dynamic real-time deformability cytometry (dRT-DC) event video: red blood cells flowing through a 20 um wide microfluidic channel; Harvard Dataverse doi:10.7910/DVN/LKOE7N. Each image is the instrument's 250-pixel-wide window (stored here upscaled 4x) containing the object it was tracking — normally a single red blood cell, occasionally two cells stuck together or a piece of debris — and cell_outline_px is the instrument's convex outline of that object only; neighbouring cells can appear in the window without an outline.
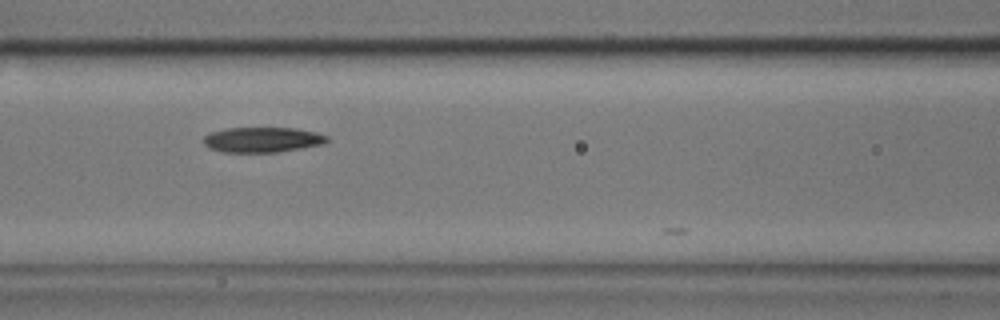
{"species": "common noctule bat (a hibernating species)", "species_latin": "Nyctalus noctula", "temperature_condition": "cold", "stored_images_in_passage": 10, "camera_frame_rate_fps": 3000, "um_per_image_px": 0.085, "animal": {"sex": "male", "body_mass_g": 17.9}, "frame": {"image": 1, "passage_image": 7, "time_ms": 2.0, "image_size_px": [1000, 320], "cell_outline_px": [[328, 140], [324, 144], [276, 152], [224, 152], [208, 148], [204, 144], [204, 136], [208, 132], [228, 128], [296, 128], [316, 132], [328, 136]], "centroid_in_image_um": [22.28, 11.87], "position_along_channel_um": 144.3, "area_um2": 18.15}}